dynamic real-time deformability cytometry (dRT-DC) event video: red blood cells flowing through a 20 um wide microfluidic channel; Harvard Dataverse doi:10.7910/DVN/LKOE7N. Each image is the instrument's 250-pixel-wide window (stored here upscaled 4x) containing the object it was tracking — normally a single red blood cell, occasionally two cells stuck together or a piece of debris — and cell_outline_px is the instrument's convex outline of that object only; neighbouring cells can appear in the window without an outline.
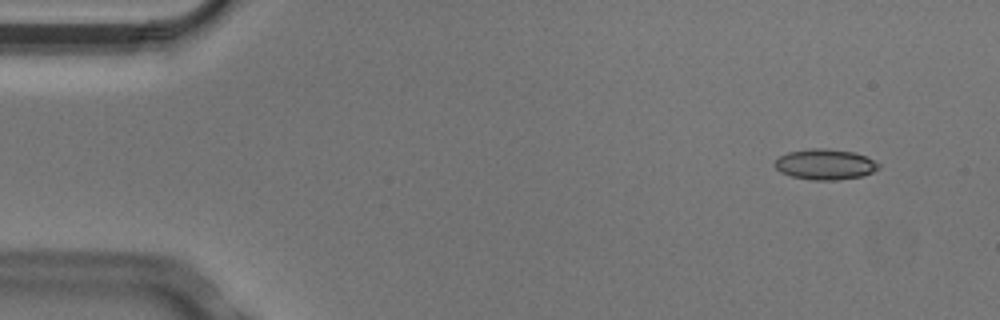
{"species": "Egyptian fruit bat (a non-hibernating species)", "species_latin": "Rousettus aegyptiacus", "temperature_condition": "cold", "stored_images_in_passage": 4, "camera_frame_rate_fps": 3000, "um_per_image_px": 0.085, "animal": {"sex": "male"}, "frame": {"image": 1, "passage_image": 1, "time_ms": 0.0, "image_size_px": [1000, 320], "cell_outline_px": [[880, 168], [872, 172], [860, 176], [836, 180], [812, 180], [792, 176], [780, 172], [772, 164], [780, 156], [788, 152], [812, 148], [824, 148], [852, 152], [864, 156], [880, 164]], "centroid_in_image_um": [70.1, 13.97], "position_along_channel_um": 14.9, "area_um2": 18.32}}
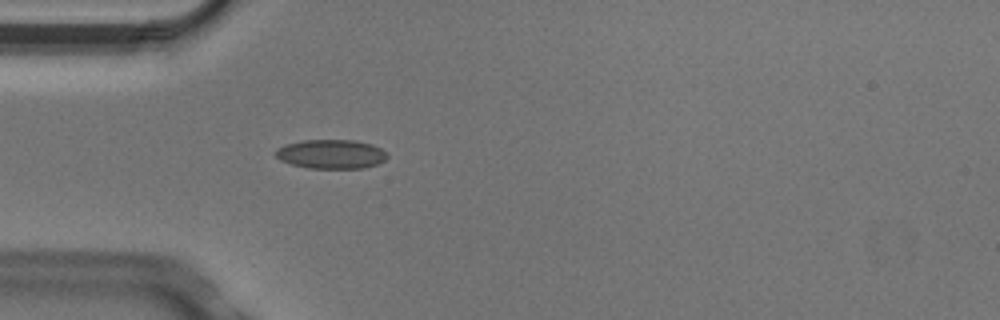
{"frame": {"image": 2, "passage_image": 4, "time_ms": 1.0, "image_size_px": [1000, 320], "cell_outline_px": [[388, 156], [384, 160], [376, 164], [364, 168], [308, 168], [292, 164], [280, 160], [276, 156], [276, 148], [288, 144], [304, 140], [356, 140], [372, 144], [388, 152]], "centroid_in_image_um": [28.18, 13.09], "position_along_channel_um": 56.8, "area_um2": 18.9}}